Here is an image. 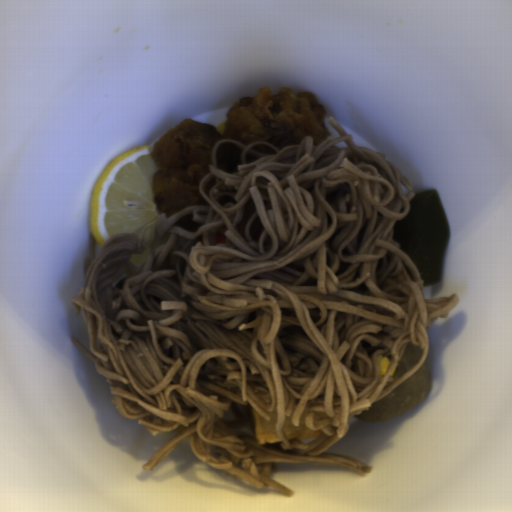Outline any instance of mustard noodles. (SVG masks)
<instances>
[{"instance_id": "obj_1", "label": "mustard noodles", "mask_w": 512, "mask_h": 512, "mask_svg": "<svg viewBox=\"0 0 512 512\" xmlns=\"http://www.w3.org/2000/svg\"><path fill=\"white\" fill-rule=\"evenodd\" d=\"M336 134L275 148L218 139L199 191L207 205L165 212L143 232L114 233L97 254L89 235L85 281L73 296L89 348L71 343L109 384L117 412L157 435L180 429L145 463L153 470L184 439L198 459L259 488L273 487L277 463L373 467L324 453L350 422L415 373L430 326L461 299H428L420 269L393 238L416 196L387 154ZM241 147L242 164L216 168V150ZM267 145L276 155L254 151ZM258 160L246 164V153ZM217 183L206 195L212 178ZM198 231L174 223L187 213ZM148 257L142 268L133 253ZM421 360L394 379L407 344ZM391 361L379 375L378 355ZM250 406L278 414L282 442L258 446ZM322 430L288 441L284 415Z\"/></svg>"}]
</instances>
